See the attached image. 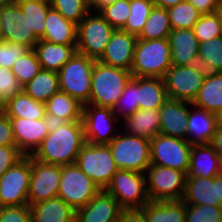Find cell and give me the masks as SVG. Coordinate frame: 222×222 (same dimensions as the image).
I'll list each match as a JSON object with an SVG mask.
<instances>
[{
	"label": "cell",
	"mask_w": 222,
	"mask_h": 222,
	"mask_svg": "<svg viewBox=\"0 0 222 222\" xmlns=\"http://www.w3.org/2000/svg\"><path fill=\"white\" fill-rule=\"evenodd\" d=\"M43 40L54 44L77 45V25L51 7L45 19Z\"/></svg>",
	"instance_id": "4316f807"
},
{
	"label": "cell",
	"mask_w": 222,
	"mask_h": 222,
	"mask_svg": "<svg viewBox=\"0 0 222 222\" xmlns=\"http://www.w3.org/2000/svg\"><path fill=\"white\" fill-rule=\"evenodd\" d=\"M98 13L115 29H122L130 13V0H118L112 5L101 8Z\"/></svg>",
	"instance_id": "ee69618b"
},
{
	"label": "cell",
	"mask_w": 222,
	"mask_h": 222,
	"mask_svg": "<svg viewBox=\"0 0 222 222\" xmlns=\"http://www.w3.org/2000/svg\"><path fill=\"white\" fill-rule=\"evenodd\" d=\"M138 109L137 77H132L113 108V112L122 121L124 118L134 114Z\"/></svg>",
	"instance_id": "b9f144b4"
},
{
	"label": "cell",
	"mask_w": 222,
	"mask_h": 222,
	"mask_svg": "<svg viewBox=\"0 0 222 222\" xmlns=\"http://www.w3.org/2000/svg\"><path fill=\"white\" fill-rule=\"evenodd\" d=\"M171 66V47L168 38L137 39L130 71L133 77L163 78Z\"/></svg>",
	"instance_id": "3957f363"
},
{
	"label": "cell",
	"mask_w": 222,
	"mask_h": 222,
	"mask_svg": "<svg viewBox=\"0 0 222 222\" xmlns=\"http://www.w3.org/2000/svg\"><path fill=\"white\" fill-rule=\"evenodd\" d=\"M137 39V35L115 29L98 61L131 71Z\"/></svg>",
	"instance_id": "e0dca14e"
},
{
	"label": "cell",
	"mask_w": 222,
	"mask_h": 222,
	"mask_svg": "<svg viewBox=\"0 0 222 222\" xmlns=\"http://www.w3.org/2000/svg\"><path fill=\"white\" fill-rule=\"evenodd\" d=\"M209 144L217 151L218 154L222 155V126H217Z\"/></svg>",
	"instance_id": "11a10c76"
},
{
	"label": "cell",
	"mask_w": 222,
	"mask_h": 222,
	"mask_svg": "<svg viewBox=\"0 0 222 222\" xmlns=\"http://www.w3.org/2000/svg\"><path fill=\"white\" fill-rule=\"evenodd\" d=\"M16 146L24 155H31L48 135L44 120L10 118Z\"/></svg>",
	"instance_id": "7402d4cb"
},
{
	"label": "cell",
	"mask_w": 222,
	"mask_h": 222,
	"mask_svg": "<svg viewBox=\"0 0 222 222\" xmlns=\"http://www.w3.org/2000/svg\"><path fill=\"white\" fill-rule=\"evenodd\" d=\"M123 208L106 190H100L84 207L76 210L75 222H118Z\"/></svg>",
	"instance_id": "ac0fdd59"
},
{
	"label": "cell",
	"mask_w": 222,
	"mask_h": 222,
	"mask_svg": "<svg viewBox=\"0 0 222 222\" xmlns=\"http://www.w3.org/2000/svg\"><path fill=\"white\" fill-rule=\"evenodd\" d=\"M141 210L147 222H185L186 220V204L182 200H149Z\"/></svg>",
	"instance_id": "f1b7e54d"
},
{
	"label": "cell",
	"mask_w": 222,
	"mask_h": 222,
	"mask_svg": "<svg viewBox=\"0 0 222 222\" xmlns=\"http://www.w3.org/2000/svg\"><path fill=\"white\" fill-rule=\"evenodd\" d=\"M221 207L186 204L185 222H220Z\"/></svg>",
	"instance_id": "bcb514c9"
},
{
	"label": "cell",
	"mask_w": 222,
	"mask_h": 222,
	"mask_svg": "<svg viewBox=\"0 0 222 222\" xmlns=\"http://www.w3.org/2000/svg\"><path fill=\"white\" fill-rule=\"evenodd\" d=\"M15 1L16 0H0V7L10 4V3H13Z\"/></svg>",
	"instance_id": "91938a15"
},
{
	"label": "cell",
	"mask_w": 222,
	"mask_h": 222,
	"mask_svg": "<svg viewBox=\"0 0 222 222\" xmlns=\"http://www.w3.org/2000/svg\"><path fill=\"white\" fill-rule=\"evenodd\" d=\"M105 190L123 209H141L149 201L144 173L118 169Z\"/></svg>",
	"instance_id": "30bf717a"
},
{
	"label": "cell",
	"mask_w": 222,
	"mask_h": 222,
	"mask_svg": "<svg viewBox=\"0 0 222 222\" xmlns=\"http://www.w3.org/2000/svg\"><path fill=\"white\" fill-rule=\"evenodd\" d=\"M0 146H16L11 120L3 111L0 113Z\"/></svg>",
	"instance_id": "f907efd6"
},
{
	"label": "cell",
	"mask_w": 222,
	"mask_h": 222,
	"mask_svg": "<svg viewBox=\"0 0 222 222\" xmlns=\"http://www.w3.org/2000/svg\"><path fill=\"white\" fill-rule=\"evenodd\" d=\"M122 132L153 139L160 132L159 109H138L120 122Z\"/></svg>",
	"instance_id": "d4e9b609"
},
{
	"label": "cell",
	"mask_w": 222,
	"mask_h": 222,
	"mask_svg": "<svg viewBox=\"0 0 222 222\" xmlns=\"http://www.w3.org/2000/svg\"><path fill=\"white\" fill-rule=\"evenodd\" d=\"M33 222H75L76 211L58 196L30 206Z\"/></svg>",
	"instance_id": "83f0119b"
},
{
	"label": "cell",
	"mask_w": 222,
	"mask_h": 222,
	"mask_svg": "<svg viewBox=\"0 0 222 222\" xmlns=\"http://www.w3.org/2000/svg\"><path fill=\"white\" fill-rule=\"evenodd\" d=\"M43 120H44V123H45V126H46L48 132L55 131L59 127L68 123L67 120H65L59 116H54L52 114H45Z\"/></svg>",
	"instance_id": "db71d44e"
},
{
	"label": "cell",
	"mask_w": 222,
	"mask_h": 222,
	"mask_svg": "<svg viewBox=\"0 0 222 222\" xmlns=\"http://www.w3.org/2000/svg\"><path fill=\"white\" fill-rule=\"evenodd\" d=\"M41 69L42 67L33 49L16 60L11 68L15 78L22 86H25L31 79H33Z\"/></svg>",
	"instance_id": "7bdbcfd3"
},
{
	"label": "cell",
	"mask_w": 222,
	"mask_h": 222,
	"mask_svg": "<svg viewBox=\"0 0 222 222\" xmlns=\"http://www.w3.org/2000/svg\"><path fill=\"white\" fill-rule=\"evenodd\" d=\"M132 77L128 70L95 60L89 104L113 109Z\"/></svg>",
	"instance_id": "7a4b0ae2"
},
{
	"label": "cell",
	"mask_w": 222,
	"mask_h": 222,
	"mask_svg": "<svg viewBox=\"0 0 222 222\" xmlns=\"http://www.w3.org/2000/svg\"><path fill=\"white\" fill-rule=\"evenodd\" d=\"M114 31L98 12L90 11L77 25V52L98 60Z\"/></svg>",
	"instance_id": "ba28073f"
},
{
	"label": "cell",
	"mask_w": 222,
	"mask_h": 222,
	"mask_svg": "<svg viewBox=\"0 0 222 222\" xmlns=\"http://www.w3.org/2000/svg\"><path fill=\"white\" fill-rule=\"evenodd\" d=\"M192 104L217 115L222 111V72L206 75L204 83Z\"/></svg>",
	"instance_id": "f546056e"
},
{
	"label": "cell",
	"mask_w": 222,
	"mask_h": 222,
	"mask_svg": "<svg viewBox=\"0 0 222 222\" xmlns=\"http://www.w3.org/2000/svg\"><path fill=\"white\" fill-rule=\"evenodd\" d=\"M215 180L217 181V192L220 200V204L222 206V172L215 176Z\"/></svg>",
	"instance_id": "680465c9"
},
{
	"label": "cell",
	"mask_w": 222,
	"mask_h": 222,
	"mask_svg": "<svg viewBox=\"0 0 222 222\" xmlns=\"http://www.w3.org/2000/svg\"><path fill=\"white\" fill-rule=\"evenodd\" d=\"M192 145L184 139L157 134L150 140L151 164L187 174Z\"/></svg>",
	"instance_id": "5bb4252c"
},
{
	"label": "cell",
	"mask_w": 222,
	"mask_h": 222,
	"mask_svg": "<svg viewBox=\"0 0 222 222\" xmlns=\"http://www.w3.org/2000/svg\"><path fill=\"white\" fill-rule=\"evenodd\" d=\"M25 17L28 20L29 28L40 40L44 38L45 19L51 3L42 0H16Z\"/></svg>",
	"instance_id": "e575fe53"
},
{
	"label": "cell",
	"mask_w": 222,
	"mask_h": 222,
	"mask_svg": "<svg viewBox=\"0 0 222 222\" xmlns=\"http://www.w3.org/2000/svg\"><path fill=\"white\" fill-rule=\"evenodd\" d=\"M2 112V105L0 104V113Z\"/></svg>",
	"instance_id": "003e7915"
},
{
	"label": "cell",
	"mask_w": 222,
	"mask_h": 222,
	"mask_svg": "<svg viewBox=\"0 0 222 222\" xmlns=\"http://www.w3.org/2000/svg\"><path fill=\"white\" fill-rule=\"evenodd\" d=\"M118 222H147L141 209H123Z\"/></svg>",
	"instance_id": "f5cc1de1"
},
{
	"label": "cell",
	"mask_w": 222,
	"mask_h": 222,
	"mask_svg": "<svg viewBox=\"0 0 222 222\" xmlns=\"http://www.w3.org/2000/svg\"><path fill=\"white\" fill-rule=\"evenodd\" d=\"M95 59L76 54L57 72L59 90L69 94L81 104H89L91 78Z\"/></svg>",
	"instance_id": "277c9868"
},
{
	"label": "cell",
	"mask_w": 222,
	"mask_h": 222,
	"mask_svg": "<svg viewBox=\"0 0 222 222\" xmlns=\"http://www.w3.org/2000/svg\"><path fill=\"white\" fill-rule=\"evenodd\" d=\"M171 47L173 66H191L198 64L199 41L193 29L171 30L168 37Z\"/></svg>",
	"instance_id": "ffe728a7"
},
{
	"label": "cell",
	"mask_w": 222,
	"mask_h": 222,
	"mask_svg": "<svg viewBox=\"0 0 222 222\" xmlns=\"http://www.w3.org/2000/svg\"><path fill=\"white\" fill-rule=\"evenodd\" d=\"M171 30L167 9L154 5L137 38L142 40L168 38Z\"/></svg>",
	"instance_id": "d590c367"
},
{
	"label": "cell",
	"mask_w": 222,
	"mask_h": 222,
	"mask_svg": "<svg viewBox=\"0 0 222 222\" xmlns=\"http://www.w3.org/2000/svg\"><path fill=\"white\" fill-rule=\"evenodd\" d=\"M31 156L24 155L0 177V207L29 204Z\"/></svg>",
	"instance_id": "8fae6325"
},
{
	"label": "cell",
	"mask_w": 222,
	"mask_h": 222,
	"mask_svg": "<svg viewBox=\"0 0 222 222\" xmlns=\"http://www.w3.org/2000/svg\"><path fill=\"white\" fill-rule=\"evenodd\" d=\"M154 2L152 0H130V13L125 26V32L138 35L150 15Z\"/></svg>",
	"instance_id": "f35d334b"
},
{
	"label": "cell",
	"mask_w": 222,
	"mask_h": 222,
	"mask_svg": "<svg viewBox=\"0 0 222 222\" xmlns=\"http://www.w3.org/2000/svg\"><path fill=\"white\" fill-rule=\"evenodd\" d=\"M220 222H222V207H221V214H220Z\"/></svg>",
	"instance_id": "6125c7cd"
},
{
	"label": "cell",
	"mask_w": 222,
	"mask_h": 222,
	"mask_svg": "<svg viewBox=\"0 0 222 222\" xmlns=\"http://www.w3.org/2000/svg\"><path fill=\"white\" fill-rule=\"evenodd\" d=\"M139 109H159L168 99L163 78L137 77Z\"/></svg>",
	"instance_id": "4dcf8cb0"
},
{
	"label": "cell",
	"mask_w": 222,
	"mask_h": 222,
	"mask_svg": "<svg viewBox=\"0 0 222 222\" xmlns=\"http://www.w3.org/2000/svg\"><path fill=\"white\" fill-rule=\"evenodd\" d=\"M108 146L118 169L145 173L151 165L150 140L147 138L122 133L120 129Z\"/></svg>",
	"instance_id": "5b68a950"
},
{
	"label": "cell",
	"mask_w": 222,
	"mask_h": 222,
	"mask_svg": "<svg viewBox=\"0 0 222 222\" xmlns=\"http://www.w3.org/2000/svg\"><path fill=\"white\" fill-rule=\"evenodd\" d=\"M198 64L205 72H222V36L199 44Z\"/></svg>",
	"instance_id": "8d00e7d4"
},
{
	"label": "cell",
	"mask_w": 222,
	"mask_h": 222,
	"mask_svg": "<svg viewBox=\"0 0 222 222\" xmlns=\"http://www.w3.org/2000/svg\"><path fill=\"white\" fill-rule=\"evenodd\" d=\"M23 91L11 69L0 66V104L3 106L12 97Z\"/></svg>",
	"instance_id": "f6af8a7d"
},
{
	"label": "cell",
	"mask_w": 222,
	"mask_h": 222,
	"mask_svg": "<svg viewBox=\"0 0 222 222\" xmlns=\"http://www.w3.org/2000/svg\"><path fill=\"white\" fill-rule=\"evenodd\" d=\"M2 111L9 118H26L28 120H39L44 118L46 114L45 103L36 101L24 91L4 104Z\"/></svg>",
	"instance_id": "1f68e13d"
},
{
	"label": "cell",
	"mask_w": 222,
	"mask_h": 222,
	"mask_svg": "<svg viewBox=\"0 0 222 222\" xmlns=\"http://www.w3.org/2000/svg\"><path fill=\"white\" fill-rule=\"evenodd\" d=\"M206 75L207 73L200 64L172 65L163 76L168 98L192 103L200 91Z\"/></svg>",
	"instance_id": "7c38bea8"
},
{
	"label": "cell",
	"mask_w": 222,
	"mask_h": 222,
	"mask_svg": "<svg viewBox=\"0 0 222 222\" xmlns=\"http://www.w3.org/2000/svg\"><path fill=\"white\" fill-rule=\"evenodd\" d=\"M155 6L162 7L164 9H168L172 6L179 4L184 0H152Z\"/></svg>",
	"instance_id": "6f0895ef"
},
{
	"label": "cell",
	"mask_w": 222,
	"mask_h": 222,
	"mask_svg": "<svg viewBox=\"0 0 222 222\" xmlns=\"http://www.w3.org/2000/svg\"><path fill=\"white\" fill-rule=\"evenodd\" d=\"M202 14L219 11L222 7L217 0H188Z\"/></svg>",
	"instance_id": "816d5d0a"
},
{
	"label": "cell",
	"mask_w": 222,
	"mask_h": 222,
	"mask_svg": "<svg viewBox=\"0 0 222 222\" xmlns=\"http://www.w3.org/2000/svg\"><path fill=\"white\" fill-rule=\"evenodd\" d=\"M81 121L85 140L90 144L108 145L121 129L119 125L121 121L116 117L113 109L108 107L83 105Z\"/></svg>",
	"instance_id": "4fadbf2b"
},
{
	"label": "cell",
	"mask_w": 222,
	"mask_h": 222,
	"mask_svg": "<svg viewBox=\"0 0 222 222\" xmlns=\"http://www.w3.org/2000/svg\"><path fill=\"white\" fill-rule=\"evenodd\" d=\"M51 7L76 25L91 11L89 0H52Z\"/></svg>",
	"instance_id": "60d3db41"
},
{
	"label": "cell",
	"mask_w": 222,
	"mask_h": 222,
	"mask_svg": "<svg viewBox=\"0 0 222 222\" xmlns=\"http://www.w3.org/2000/svg\"><path fill=\"white\" fill-rule=\"evenodd\" d=\"M159 134L186 140L189 102L167 99L159 108Z\"/></svg>",
	"instance_id": "d6986e66"
},
{
	"label": "cell",
	"mask_w": 222,
	"mask_h": 222,
	"mask_svg": "<svg viewBox=\"0 0 222 222\" xmlns=\"http://www.w3.org/2000/svg\"><path fill=\"white\" fill-rule=\"evenodd\" d=\"M218 125L222 126V111L218 114Z\"/></svg>",
	"instance_id": "94428289"
},
{
	"label": "cell",
	"mask_w": 222,
	"mask_h": 222,
	"mask_svg": "<svg viewBox=\"0 0 222 222\" xmlns=\"http://www.w3.org/2000/svg\"><path fill=\"white\" fill-rule=\"evenodd\" d=\"M220 13H221V22H222V8L220 9Z\"/></svg>",
	"instance_id": "03108f58"
},
{
	"label": "cell",
	"mask_w": 222,
	"mask_h": 222,
	"mask_svg": "<svg viewBox=\"0 0 222 222\" xmlns=\"http://www.w3.org/2000/svg\"><path fill=\"white\" fill-rule=\"evenodd\" d=\"M220 6L222 7V0H217Z\"/></svg>",
	"instance_id": "be15d7a7"
},
{
	"label": "cell",
	"mask_w": 222,
	"mask_h": 222,
	"mask_svg": "<svg viewBox=\"0 0 222 222\" xmlns=\"http://www.w3.org/2000/svg\"><path fill=\"white\" fill-rule=\"evenodd\" d=\"M0 40L20 43L33 49L38 38L29 28V23L18 3L0 7Z\"/></svg>",
	"instance_id": "9a60e30c"
},
{
	"label": "cell",
	"mask_w": 222,
	"mask_h": 222,
	"mask_svg": "<svg viewBox=\"0 0 222 222\" xmlns=\"http://www.w3.org/2000/svg\"><path fill=\"white\" fill-rule=\"evenodd\" d=\"M46 114L59 116L68 122L81 121L83 104L69 94L58 91L45 102Z\"/></svg>",
	"instance_id": "d6a6232c"
},
{
	"label": "cell",
	"mask_w": 222,
	"mask_h": 222,
	"mask_svg": "<svg viewBox=\"0 0 222 222\" xmlns=\"http://www.w3.org/2000/svg\"><path fill=\"white\" fill-rule=\"evenodd\" d=\"M61 165L46 164L31 157L29 205L58 196Z\"/></svg>",
	"instance_id": "2e32d148"
},
{
	"label": "cell",
	"mask_w": 222,
	"mask_h": 222,
	"mask_svg": "<svg viewBox=\"0 0 222 222\" xmlns=\"http://www.w3.org/2000/svg\"><path fill=\"white\" fill-rule=\"evenodd\" d=\"M33 50L42 69L58 72L76 54L77 45L54 44L40 39Z\"/></svg>",
	"instance_id": "484cf974"
},
{
	"label": "cell",
	"mask_w": 222,
	"mask_h": 222,
	"mask_svg": "<svg viewBox=\"0 0 222 222\" xmlns=\"http://www.w3.org/2000/svg\"><path fill=\"white\" fill-rule=\"evenodd\" d=\"M182 201L189 205L222 207L218 197L215 177L202 178L187 175Z\"/></svg>",
	"instance_id": "cb8c5ba5"
},
{
	"label": "cell",
	"mask_w": 222,
	"mask_h": 222,
	"mask_svg": "<svg viewBox=\"0 0 222 222\" xmlns=\"http://www.w3.org/2000/svg\"><path fill=\"white\" fill-rule=\"evenodd\" d=\"M23 156L17 146H0V177Z\"/></svg>",
	"instance_id": "681fc988"
},
{
	"label": "cell",
	"mask_w": 222,
	"mask_h": 222,
	"mask_svg": "<svg viewBox=\"0 0 222 222\" xmlns=\"http://www.w3.org/2000/svg\"><path fill=\"white\" fill-rule=\"evenodd\" d=\"M218 126V115L189 102L186 140L191 145L209 144Z\"/></svg>",
	"instance_id": "44dd1931"
},
{
	"label": "cell",
	"mask_w": 222,
	"mask_h": 222,
	"mask_svg": "<svg viewBox=\"0 0 222 222\" xmlns=\"http://www.w3.org/2000/svg\"><path fill=\"white\" fill-rule=\"evenodd\" d=\"M30 50L31 49L24 44L0 40V66L11 69L15 61Z\"/></svg>",
	"instance_id": "7dc6e473"
},
{
	"label": "cell",
	"mask_w": 222,
	"mask_h": 222,
	"mask_svg": "<svg viewBox=\"0 0 222 222\" xmlns=\"http://www.w3.org/2000/svg\"><path fill=\"white\" fill-rule=\"evenodd\" d=\"M76 164L102 190L118 170L109 146L102 144L86 142L78 153Z\"/></svg>",
	"instance_id": "52a82bcc"
},
{
	"label": "cell",
	"mask_w": 222,
	"mask_h": 222,
	"mask_svg": "<svg viewBox=\"0 0 222 222\" xmlns=\"http://www.w3.org/2000/svg\"><path fill=\"white\" fill-rule=\"evenodd\" d=\"M144 174L150 201L182 200L187 177L185 172L151 164Z\"/></svg>",
	"instance_id": "8992f818"
},
{
	"label": "cell",
	"mask_w": 222,
	"mask_h": 222,
	"mask_svg": "<svg viewBox=\"0 0 222 222\" xmlns=\"http://www.w3.org/2000/svg\"><path fill=\"white\" fill-rule=\"evenodd\" d=\"M85 143L82 121H71L49 132L30 156L46 164H75Z\"/></svg>",
	"instance_id": "6da1fadb"
},
{
	"label": "cell",
	"mask_w": 222,
	"mask_h": 222,
	"mask_svg": "<svg viewBox=\"0 0 222 222\" xmlns=\"http://www.w3.org/2000/svg\"><path fill=\"white\" fill-rule=\"evenodd\" d=\"M167 12L172 30L193 29L202 15L188 0L168 8Z\"/></svg>",
	"instance_id": "74e56055"
},
{
	"label": "cell",
	"mask_w": 222,
	"mask_h": 222,
	"mask_svg": "<svg viewBox=\"0 0 222 222\" xmlns=\"http://www.w3.org/2000/svg\"><path fill=\"white\" fill-rule=\"evenodd\" d=\"M222 172V155L210 144L192 145L187 175L211 178Z\"/></svg>",
	"instance_id": "603a6c76"
},
{
	"label": "cell",
	"mask_w": 222,
	"mask_h": 222,
	"mask_svg": "<svg viewBox=\"0 0 222 222\" xmlns=\"http://www.w3.org/2000/svg\"><path fill=\"white\" fill-rule=\"evenodd\" d=\"M194 33L199 43L222 36V22L220 10L202 14L194 25Z\"/></svg>",
	"instance_id": "ab89813d"
},
{
	"label": "cell",
	"mask_w": 222,
	"mask_h": 222,
	"mask_svg": "<svg viewBox=\"0 0 222 222\" xmlns=\"http://www.w3.org/2000/svg\"><path fill=\"white\" fill-rule=\"evenodd\" d=\"M42 1L49 2V3H51V2H52V0H42Z\"/></svg>",
	"instance_id": "e7e4bbea"
},
{
	"label": "cell",
	"mask_w": 222,
	"mask_h": 222,
	"mask_svg": "<svg viewBox=\"0 0 222 222\" xmlns=\"http://www.w3.org/2000/svg\"><path fill=\"white\" fill-rule=\"evenodd\" d=\"M100 190L76 163L61 166L58 197L75 211L87 205Z\"/></svg>",
	"instance_id": "9c48e42d"
},
{
	"label": "cell",
	"mask_w": 222,
	"mask_h": 222,
	"mask_svg": "<svg viewBox=\"0 0 222 222\" xmlns=\"http://www.w3.org/2000/svg\"><path fill=\"white\" fill-rule=\"evenodd\" d=\"M118 0H91L90 9L93 12H98L101 8L112 5Z\"/></svg>",
	"instance_id": "9f6ffc18"
},
{
	"label": "cell",
	"mask_w": 222,
	"mask_h": 222,
	"mask_svg": "<svg viewBox=\"0 0 222 222\" xmlns=\"http://www.w3.org/2000/svg\"><path fill=\"white\" fill-rule=\"evenodd\" d=\"M0 222H33L30 205L0 207Z\"/></svg>",
	"instance_id": "c3c4849f"
},
{
	"label": "cell",
	"mask_w": 222,
	"mask_h": 222,
	"mask_svg": "<svg viewBox=\"0 0 222 222\" xmlns=\"http://www.w3.org/2000/svg\"><path fill=\"white\" fill-rule=\"evenodd\" d=\"M23 91L36 101L45 103L59 91L57 72L41 69L33 79L23 86Z\"/></svg>",
	"instance_id": "836d02e7"
}]
</instances>
